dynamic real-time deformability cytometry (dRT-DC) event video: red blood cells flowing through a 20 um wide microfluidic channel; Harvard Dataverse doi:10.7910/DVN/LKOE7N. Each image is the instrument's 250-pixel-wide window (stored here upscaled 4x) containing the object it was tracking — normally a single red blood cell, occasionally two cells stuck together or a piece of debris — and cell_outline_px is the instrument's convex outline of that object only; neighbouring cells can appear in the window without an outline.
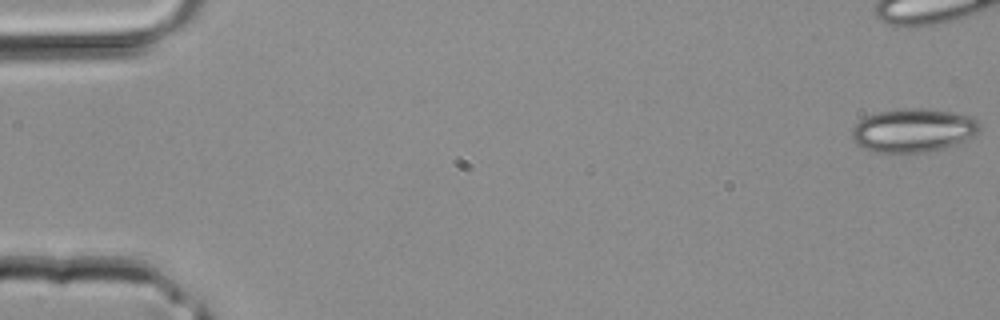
{"species": "common noctule bat (a hibernating species)", "species_latin": "Nyctalus noctula", "temperature_condition": "room temperature", "stored_images_in_passage": 6, "camera_frame_rate_fps": 3000, "um_per_image_px": 0.085, "animal": {"sex": "male", "body_mass_g": 20.4}, "frame": {"image": 1, "passage_image": 1, "time_ms": 0.0, "image_size_px": [1000, 320], "cell_outline_px": [[980, 128], [972, 136], [956, 144], [944, 148], [928, 152], [872, 152], [856, 144], [852, 140], [852, 128], [860, 120], [868, 116], [880, 112], [908, 108], [924, 108], [952, 112], [972, 116], [980, 124]], "centroid_in_image_um": [77.62, 11.08], "position_along_channel_um": 7.4, "area_um2": 32.25}}